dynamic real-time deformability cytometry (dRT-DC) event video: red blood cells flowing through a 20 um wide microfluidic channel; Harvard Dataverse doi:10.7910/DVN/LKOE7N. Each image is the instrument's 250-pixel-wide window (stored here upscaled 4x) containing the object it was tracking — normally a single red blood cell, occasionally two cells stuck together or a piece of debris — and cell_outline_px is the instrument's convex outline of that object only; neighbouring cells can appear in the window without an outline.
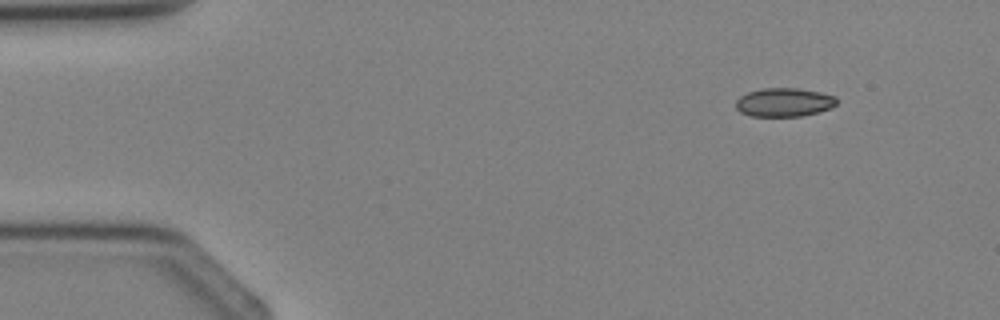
{"species": "Egyptian fruit bat (a non-hibernating species)", "species_latin": "Rousettus aegyptiacus", "temperature_condition": "cold", "stored_images_in_passage": 3, "camera_frame_rate_fps": 3000, "um_per_image_px": 0.085, "animal": {"sex": "female"}, "frame": {"image": 1, "passage_image": 1, "time_ms": 0.0, "image_size_px": [1000, 320], "cell_outline_px": [[836, 104], [832, 108], [820, 112], [800, 116], [748, 116], [740, 112], [736, 108], [736, 100], [740, 96], [748, 92], [760, 88], [796, 88], [820, 92], [836, 96]], "centroid_in_image_um": [66.64, 8.7], "position_along_channel_um": 18.4, "area_um2": 16.99}}
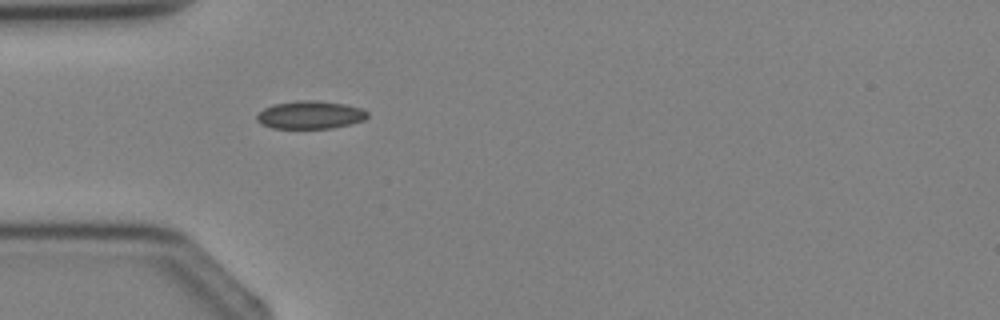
{"frame": {"image": 2, "passage_image": 3, "time_ms": 2.333, "image_size_px": [1000, 320], "cell_outline_px": [[368, 116], [364, 120], [332, 128], [272, 128], [260, 124], [256, 120], [256, 116], [264, 108], [272, 104], [296, 100], [316, 100], [344, 104], [364, 108], [368, 112]], "centroid_in_image_um": [26.35, 9.75], "position_along_channel_um": 58.6, "area_um2": 18.15}}